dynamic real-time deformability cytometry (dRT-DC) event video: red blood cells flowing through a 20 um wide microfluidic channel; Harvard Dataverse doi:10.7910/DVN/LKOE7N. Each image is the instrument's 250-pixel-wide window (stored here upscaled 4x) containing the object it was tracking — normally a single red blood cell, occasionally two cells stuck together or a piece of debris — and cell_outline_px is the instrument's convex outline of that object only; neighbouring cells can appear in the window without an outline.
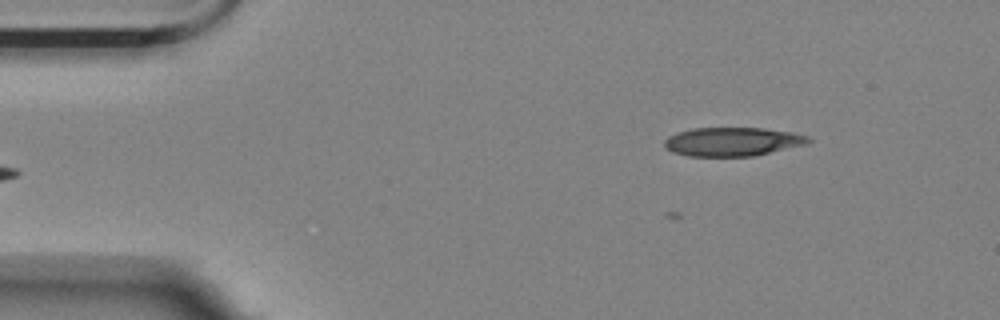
{"species": "Egyptian fruit bat (a non-hibernating species)", "species_latin": "Rousettus aegyptiacus", "temperature_condition": "room temperature", "stored_images_in_passage": 3, "camera_frame_rate_fps": 3000, "um_per_image_px": 0.085, "animal": {"sex": "female"}, "frame": {"image": 1, "passage_image": 3, "time_ms": 0.667, "image_size_px": [1000, 320], "cell_outline_px": [[812, 140], [804, 144], [756, 156], [688, 156], [672, 152], [664, 144], [664, 140], [668, 136], [692, 128], [764, 128], [792, 132], [808, 136]], "centroid_in_image_um": [62.26, 12.04], "position_along_channel_um": 22.7, "area_um2": 23.99}}